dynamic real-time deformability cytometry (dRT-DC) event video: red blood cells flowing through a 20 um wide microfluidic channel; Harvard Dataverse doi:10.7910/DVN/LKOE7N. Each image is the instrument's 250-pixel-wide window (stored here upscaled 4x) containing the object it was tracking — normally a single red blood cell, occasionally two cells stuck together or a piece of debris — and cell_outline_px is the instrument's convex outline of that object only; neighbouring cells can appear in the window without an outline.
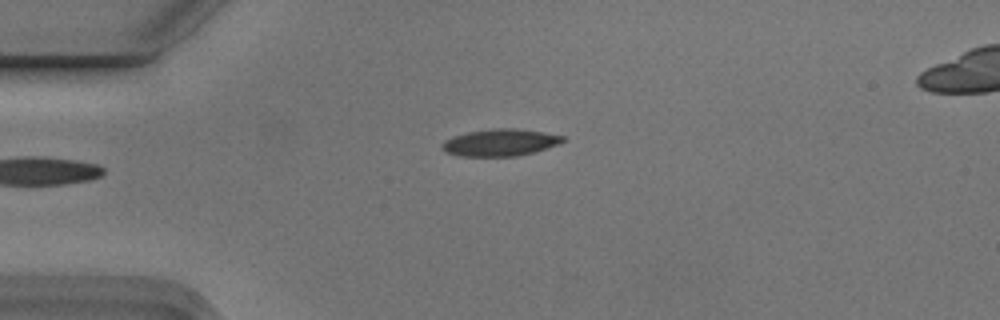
{"species": "Egyptian fruit bat (a non-hibernating species)", "species_latin": "Rousettus aegyptiacus", "temperature_condition": "cold", "stored_images_in_passage": 6, "camera_frame_rate_fps": 3000, "um_per_image_px": 0.085, "animal": {"sex": "male"}, "frame": {"image": 1, "passage_image": 4, "time_ms": 1.0, "image_size_px": [1000, 320], "cell_outline_px": [[564, 140], [560, 144], [532, 152], [516, 156], [456, 156], [444, 152], [440, 148], [440, 144], [444, 140], [452, 136], [468, 132], [500, 128], [516, 128], [544, 132], [564, 136]], "centroid_in_image_um": [42.46, 12.12], "position_along_channel_um": 42.5, "area_um2": 19.07}}